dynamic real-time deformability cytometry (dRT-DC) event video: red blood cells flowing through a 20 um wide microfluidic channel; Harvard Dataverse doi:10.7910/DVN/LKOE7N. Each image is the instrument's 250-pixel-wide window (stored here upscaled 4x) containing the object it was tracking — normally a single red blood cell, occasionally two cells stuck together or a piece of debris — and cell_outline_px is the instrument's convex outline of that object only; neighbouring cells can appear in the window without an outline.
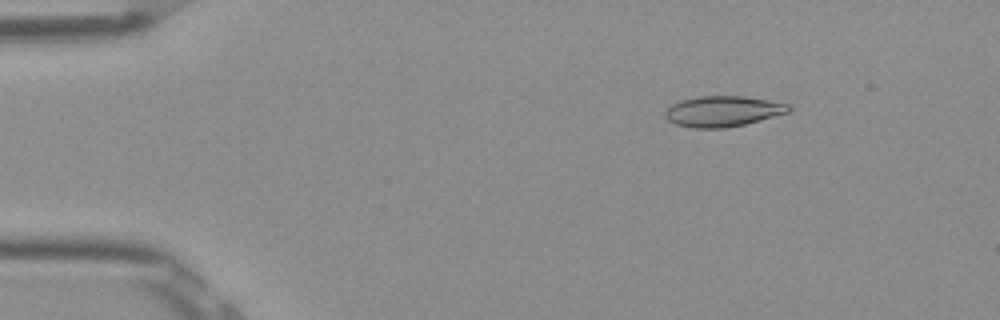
{"species": "Egyptian fruit bat (a non-hibernating species)", "species_latin": "Rousettus aegyptiacus", "temperature_condition": "room temperature", "stored_images_in_passage": 7, "camera_frame_rate_fps": 3000, "um_per_image_px": 0.085, "frame": {"image": 1, "passage_image": 3, "time_ms": 0.667, "image_size_px": [1000, 320], "cell_outline_px": [[792, 112], [744, 124], [724, 128], [692, 128], [676, 124], [668, 120], [664, 116], [664, 112], [672, 104], [680, 100], [696, 96], [744, 96], [792, 104]], "centroid_in_image_um": [61.47, 9.45], "position_along_channel_um": 23.5, "area_um2": 22.31}}
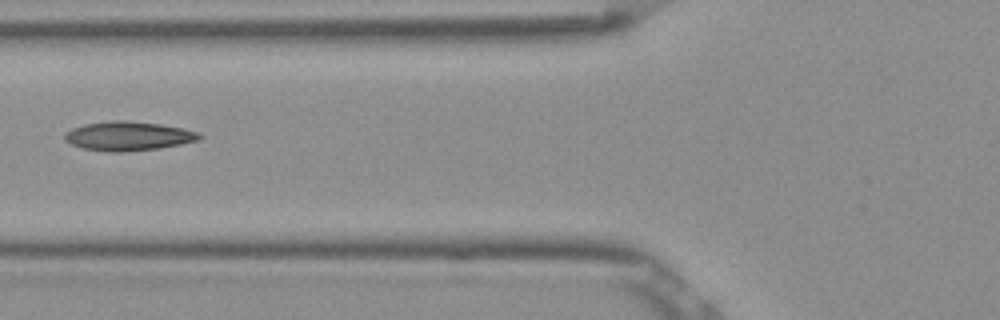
{"frame": {"image": 2, "passage_image": 6, "time_ms": 1.667, "image_size_px": [1000, 320], "cell_outline_px": [[204, 136], [200, 140], [160, 148], [120, 152], [104, 152], [80, 148], [64, 140], [64, 132], [72, 128], [84, 124], [112, 120], [124, 120], [160, 124], [184, 128], [200, 132]], "centroid_in_image_um": [10.9, 11.56], "position_along_channel_um": 114.9, "area_um2": 23.18}}
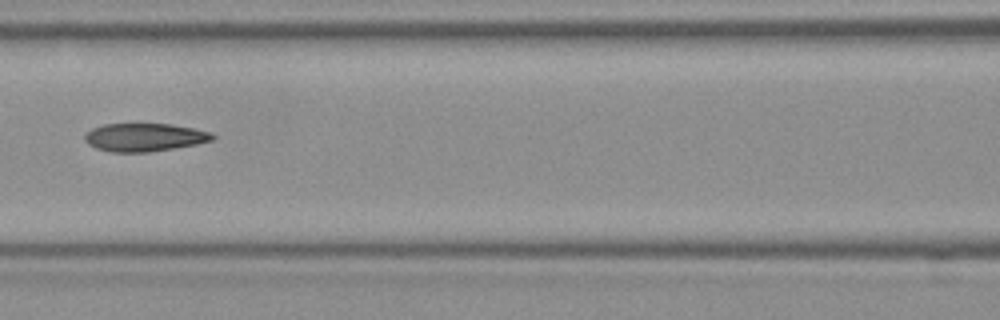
{"frame": {"image": 3, "passage_image": 7, "time_ms": 2.0, "image_size_px": [1000, 320], "cell_outline_px": [[216, 136], [212, 140], [196, 144], [148, 152], [112, 152], [96, 148], [88, 144], [84, 140], [84, 132], [92, 128], [104, 124], [136, 120], [172, 124], [212, 132]], "centroid_in_image_um": [12.22, 11.61], "position_along_channel_um": 154.4, "area_um2": 21.91}}